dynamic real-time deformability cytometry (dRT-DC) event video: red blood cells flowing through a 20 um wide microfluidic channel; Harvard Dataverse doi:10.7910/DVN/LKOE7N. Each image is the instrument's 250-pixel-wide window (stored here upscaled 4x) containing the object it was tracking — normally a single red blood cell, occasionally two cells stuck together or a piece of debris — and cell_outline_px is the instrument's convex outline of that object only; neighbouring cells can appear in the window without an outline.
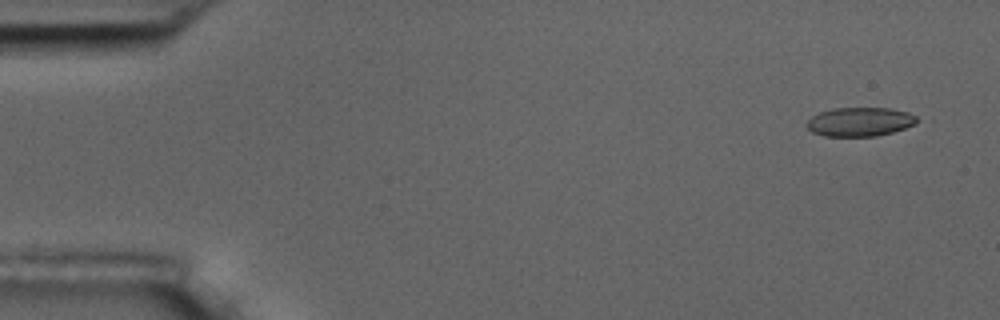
{"species": "common noctule bat (a hibernating species)", "species_latin": "Nyctalus noctula", "temperature_condition": "room temperature", "stored_images_in_passage": 6, "camera_frame_rate_fps": 3000, "um_per_image_px": 0.085, "animal": {"sex": "male", "body_mass_g": 17.5, "forearm_length_mm": 52.3}, "frame": {"image": 1, "passage_image": 1, "time_ms": 0.0, "image_size_px": [1000, 320], "cell_outline_px": [[924, 120], [916, 124], [892, 132], [876, 136], [824, 136], [812, 132], [804, 124], [812, 116], [820, 112], [832, 108], [888, 108], [908, 112]], "centroid_in_image_um": [73.12, 10.35], "position_along_channel_um": 11.9, "area_um2": 18.79}}
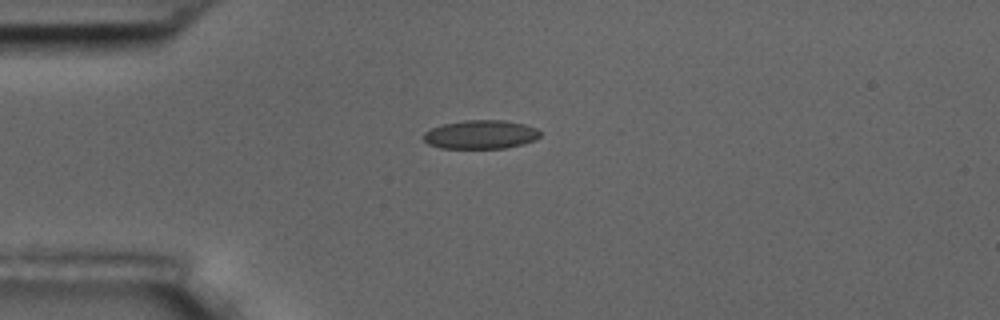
{"frame": {"image": 2, "passage_image": 4, "time_ms": 3.667, "image_size_px": [1000, 320], "cell_outline_px": [[540, 136], [536, 140], [524, 144], [504, 148], [440, 148], [428, 144], [424, 140], [424, 132], [432, 128], [444, 124], [464, 120], [504, 120], [524, 124], [536, 128], [540, 132]], "centroid_in_image_um": [40.88, 11.44], "position_along_channel_um": 44.1, "area_um2": 19.54}}